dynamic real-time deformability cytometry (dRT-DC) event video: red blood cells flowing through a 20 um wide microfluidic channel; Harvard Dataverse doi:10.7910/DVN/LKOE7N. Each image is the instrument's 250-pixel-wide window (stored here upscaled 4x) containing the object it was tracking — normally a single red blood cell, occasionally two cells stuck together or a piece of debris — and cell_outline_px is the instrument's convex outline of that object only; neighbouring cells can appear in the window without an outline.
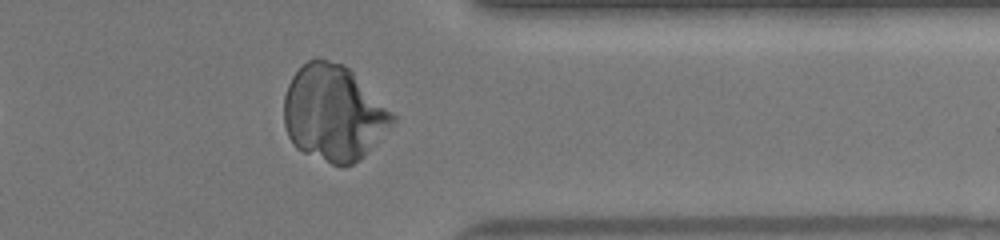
{"species": "human", "species_latin": "Homo sapiens", "temperature_condition": "warm", "stored_images_in_passage": 32, "camera_frame_rate_fps": 3000, "um_per_image_px": 0.085, "donor": {"sex": "female"}, "frame": {"image": 1, "passage_image": 28, "time_ms": 9.0, "image_size_px": [1000, 240], "cell_outline_px": [[396, 120], [364, 156], [360, 160], [344, 168], [332, 164], [304, 152], [296, 148], [292, 144], [288, 136], [284, 124], [284, 96], [288, 84], [292, 76], [308, 60], [316, 56], [320, 56], [344, 64], [396, 116]], "centroid_in_image_um": [28.33, 9.61], "position_along_channel_um": 383.1, "area_um2": 60.52}}